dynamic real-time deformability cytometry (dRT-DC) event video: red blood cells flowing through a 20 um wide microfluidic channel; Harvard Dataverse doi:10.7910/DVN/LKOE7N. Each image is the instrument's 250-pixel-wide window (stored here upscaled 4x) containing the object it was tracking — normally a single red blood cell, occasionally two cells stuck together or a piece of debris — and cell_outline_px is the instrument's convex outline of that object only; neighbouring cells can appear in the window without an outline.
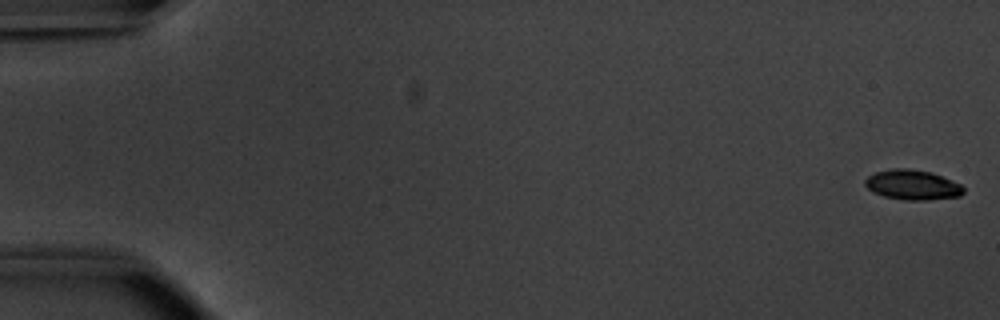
{"species": "common noctule bat (a hibernating species)", "species_latin": "Nyctalus noctula", "temperature_condition": "warm", "stored_images_in_passage": 53, "camera_frame_rate_fps": 3000, "um_per_image_px": 0.085, "animal": {"sex": "male", "body_mass_g": 20.1, "forearm_length_mm": 53.5}, "frame": {"image": 1, "passage_image": 1, "time_ms": 0.0, "image_size_px": [1000, 320], "cell_outline_px": [[964, 192], [960, 196], [928, 200], [904, 200], [884, 196], [872, 192], [864, 184], [864, 180], [868, 176], [876, 172], [892, 168], [908, 168], [932, 172], [960, 184], [964, 188]], "centroid_in_image_um": [77.55, 15.71], "position_along_channel_um": 7.5, "area_um2": 17.22}}
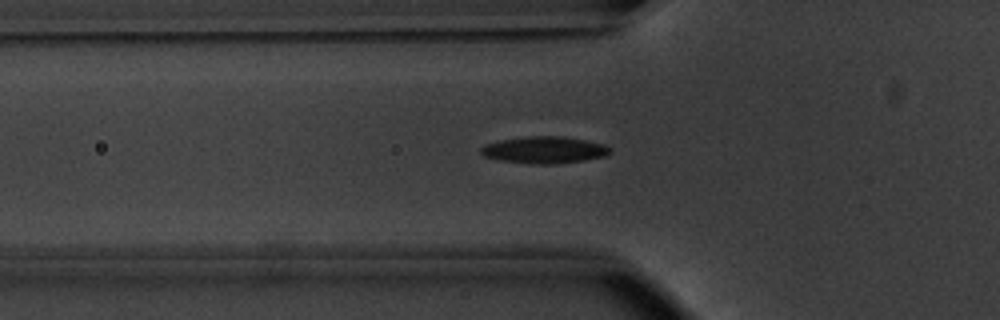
{"frame": {"image": 2, "passage_image": 19, "time_ms": 6.0, "image_size_px": [1000, 320], "cell_outline_px": [[612, 152], [604, 156], [584, 160], [552, 164], [532, 164], [500, 160], [484, 156], [480, 152], [480, 148], [484, 144], [500, 140], [528, 136], [560, 136], [584, 140], [604, 144], [612, 148]], "centroid_in_image_um": [46.26, 12.74], "position_along_channel_um": 79.5, "area_um2": 20.17}}
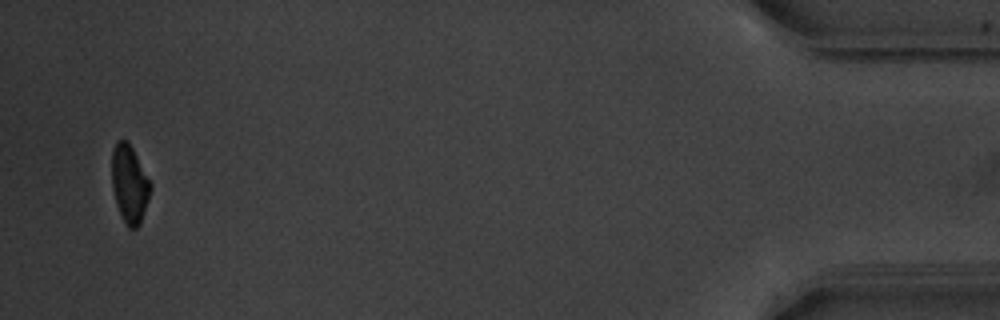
{"frame": {"image": 3, "passage_image": 52, "time_ms": 17.0, "image_size_px": [1000, 320], "cell_outline_px": [[152, 188], [140, 224], [136, 228], [128, 228], [116, 204], [112, 188], [112, 148], [116, 140], [128, 140], [152, 184]], "centroid_in_image_um": [11.0, 15.61], "position_along_channel_um": 424.2, "area_um2": 17.57}, "authors_computed_cell_mechanics": {"area_um2": 18.5538, "velocity_mm_per_s": 3.8363, "shape_relaxation_time_tau1_ms": 2.3729, "shape_relaxation_time_tau2_ms": null, "deformation_change_tau1": 0.1425, "deformation_change_tau2": null}}